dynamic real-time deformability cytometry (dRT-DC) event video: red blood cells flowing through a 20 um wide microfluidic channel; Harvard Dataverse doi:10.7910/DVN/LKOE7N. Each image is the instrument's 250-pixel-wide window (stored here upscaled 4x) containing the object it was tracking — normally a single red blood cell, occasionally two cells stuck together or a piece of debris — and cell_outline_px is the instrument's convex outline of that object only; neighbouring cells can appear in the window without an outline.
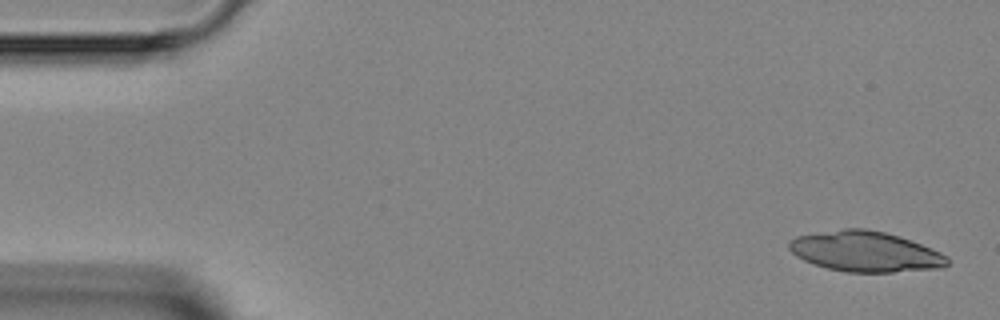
{"species": "Egyptian fruit bat (a non-hibernating species)", "species_latin": "Rousettus aegyptiacus", "temperature_condition": "room temperature", "stored_images_in_passage": 5, "camera_frame_rate_fps": 3000, "um_per_image_px": 0.085, "animal": {"sex": "female"}, "frame": {"image": 1, "passage_image": 1, "time_ms": 0.0, "image_size_px": [1000, 320], "cell_outline_px": [[948, 264], [944, 268], [892, 272], [848, 272], [828, 268], [804, 260], [796, 256], [788, 248], [788, 240], [796, 236], [844, 228], [864, 228], [884, 232], [900, 236], [932, 248], [948, 256]], "centroid_in_image_um": [73.57, 21.38], "position_along_channel_um": 11.4, "area_um2": 37.34}}